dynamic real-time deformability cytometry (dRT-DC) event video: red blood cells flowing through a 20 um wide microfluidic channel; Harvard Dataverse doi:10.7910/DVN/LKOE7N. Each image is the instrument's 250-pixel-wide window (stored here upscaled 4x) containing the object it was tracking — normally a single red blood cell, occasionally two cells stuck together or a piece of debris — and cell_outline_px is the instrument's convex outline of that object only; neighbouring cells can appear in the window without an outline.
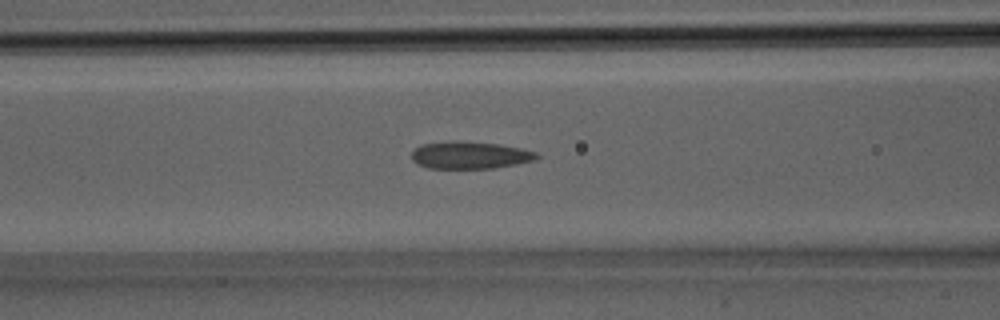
{"species": "Egyptian fruit bat (a non-hibernating species)", "species_latin": "Rousettus aegyptiacus", "temperature_condition": "room temperature", "stored_images_in_passage": 20, "camera_frame_rate_fps": 3000, "um_per_image_px": 0.085, "animal": {"sex": "male"}, "frame": {"image": 1, "passage_image": 6, "time_ms": 1.667, "image_size_px": [1000, 320], "cell_outline_px": [[540, 156], [536, 160], [496, 168], [428, 168], [416, 164], [412, 160], [412, 152], [420, 144], [448, 140], [456, 140], [496, 144], [520, 148], [536, 152]], "centroid_in_image_um": [39.91, 13.18], "position_along_channel_um": 126.7, "area_um2": 20.06}}
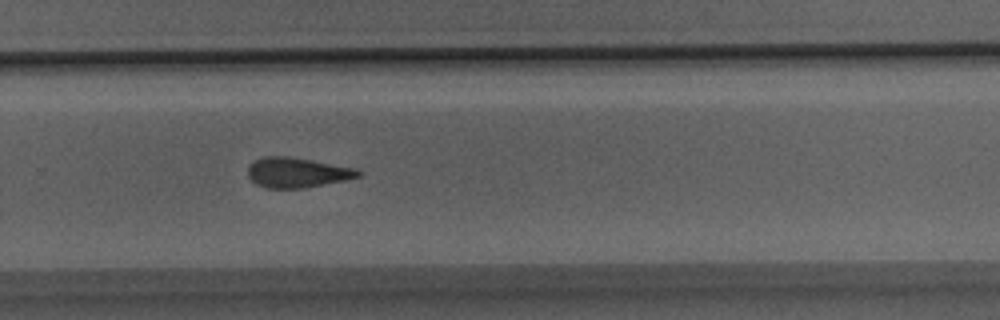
{"frame": {"image": 2, "passage_image": 14, "time_ms": 4.333, "image_size_px": [1000, 320], "cell_outline_px": [[364, 172], [360, 176], [348, 180], [304, 188], [268, 188], [256, 184], [248, 176], [248, 164], [252, 160], [264, 156], [288, 156], [312, 160], [356, 168]], "centroid_in_image_um": [25.27, 14.66], "position_along_channel_um": 304.5, "area_um2": 19.59}}
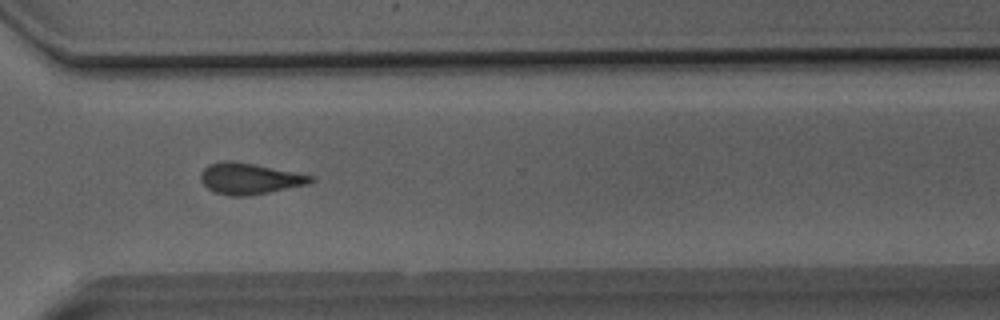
{"frame": {"image": 3, "passage_image": 16, "time_ms": 5.0, "image_size_px": [1000, 320], "cell_outline_px": [[316, 180], [312, 184], [268, 192], [244, 196], [228, 196], [216, 192], [208, 188], [200, 180], [200, 172], [208, 164], [224, 160], [232, 160], [316, 176]], "centroid_in_image_um": [21.24, 15.17], "position_along_channel_um": 349.4, "area_um2": 20.11}}